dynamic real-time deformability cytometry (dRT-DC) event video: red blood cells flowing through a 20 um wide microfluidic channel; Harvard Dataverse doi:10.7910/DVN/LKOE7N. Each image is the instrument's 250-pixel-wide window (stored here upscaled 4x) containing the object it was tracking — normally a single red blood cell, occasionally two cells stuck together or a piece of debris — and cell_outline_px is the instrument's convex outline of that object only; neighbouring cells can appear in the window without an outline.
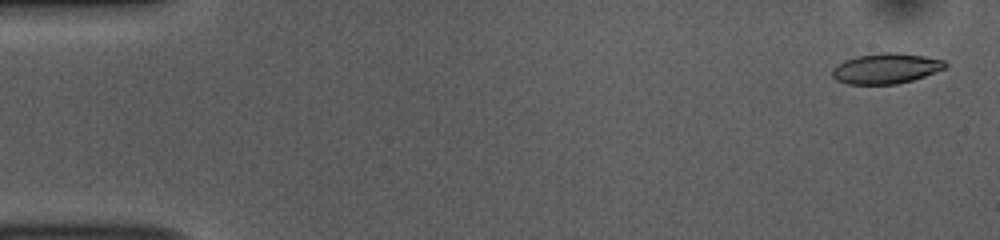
{"species": "common noctule bat (a hibernating species)", "species_latin": "Nyctalus noctula", "temperature_condition": "room temperature", "stored_images_in_passage": 52, "camera_frame_rate_fps": 3000, "um_per_image_px": 0.085, "animal": {"sex": "female", "body_mass_g": 10.0, "forearm_length_mm": 53.1}, "frame": {"image": 1, "passage_image": 2, "time_ms": 0.333, "image_size_px": [1000, 240], "cell_outline_px": [[948, 64], [944, 68], [924, 76], [912, 80], [896, 84], [848, 84], [836, 80], [832, 76], [832, 68], [836, 64], [844, 60], [856, 56], [884, 52], [896, 52], [924, 56], [944, 60]], "centroid_in_image_um": [75.27, 5.81], "position_along_channel_um": 9.7, "area_um2": 20.0}}
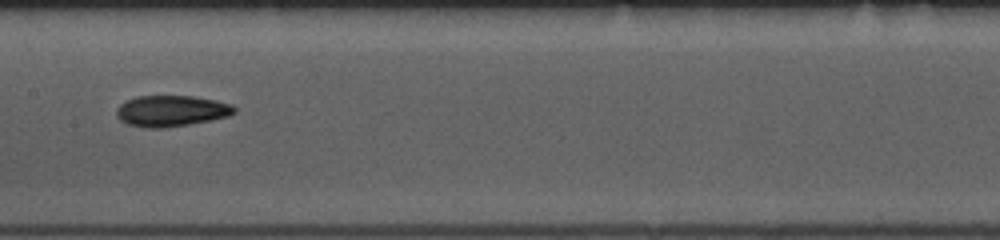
{"frame": {"image": 2, "passage_image": 26, "time_ms": 8.333, "image_size_px": [1000, 240], "cell_outline_px": [[236, 112], [228, 116], [212, 120], [164, 128], [148, 128], [128, 124], [120, 120], [116, 116], [116, 108], [120, 104], [136, 96], [192, 96], [216, 100], [232, 104], [236, 108]], "centroid_in_image_um": [14.57, 9.43], "position_along_channel_um": 192.8, "area_um2": 21.39}}
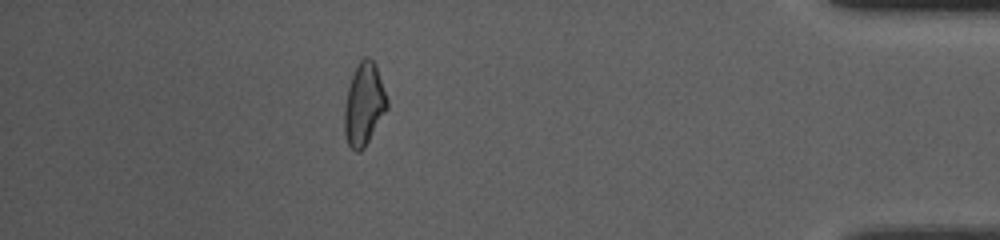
{"frame": {"image": 3, "passage_image": 46, "time_ms": 15.0, "image_size_px": [1000, 240], "cell_outline_px": [[388, 108], [364, 148], [360, 152], [356, 152], [348, 144], [344, 132], [344, 108], [348, 88], [352, 76], [360, 60], [364, 56], [368, 56], [376, 64], [388, 100]], "centroid_in_image_um": [30.94, 8.87], "position_along_channel_um": 404.3, "area_um2": 20.46}, "authors_computed_cell_mechanics": {"area_um2": 20.5479, "velocity_mm_per_s": 3.8594, "shape_relaxation_time_tau1_ms": 7.7145, "shape_relaxation_time_tau2_ms": 5.5223, "deformation_change_tau1": 0.2054, "deformation_change_tau2": 0.1322}}